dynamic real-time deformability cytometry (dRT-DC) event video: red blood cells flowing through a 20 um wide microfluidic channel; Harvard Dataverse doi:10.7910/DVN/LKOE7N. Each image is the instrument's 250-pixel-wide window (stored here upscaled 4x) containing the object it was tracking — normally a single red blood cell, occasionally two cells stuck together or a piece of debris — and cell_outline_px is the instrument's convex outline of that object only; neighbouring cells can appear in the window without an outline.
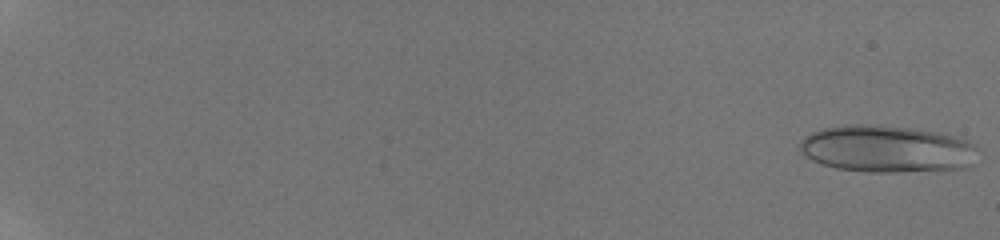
{"species": "human", "species_latin": "Homo sapiens", "temperature_condition": "room temperature", "stored_images_in_passage": 66, "camera_frame_rate_fps": 3000, "um_per_image_px": 0.085, "donor": {"sex": "male"}, "frame": {"image": 1, "passage_image": 1, "time_ms": 0.0, "image_size_px": [1000, 240], "cell_outline_px": [[976, 148], [972, 164], [964, 168], [896, 172], [868, 172], [836, 168], [820, 164], [804, 156], [800, 152], [800, 140], [804, 136], [820, 128], [848, 124], [876, 124], [908, 128], [936, 132], [964, 140], [972, 144]], "centroid_in_image_um": [75.28, 12.66], "position_along_channel_um": 9.7, "area_um2": 48.67}}
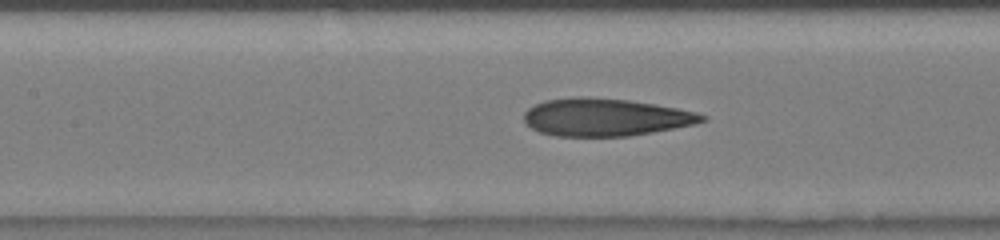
{"frame": {"image": 2, "passage_image": 43, "time_ms": 9.667, "image_size_px": [1000, 240], "cell_outline_px": [[708, 120], [696, 124], [652, 132], [628, 136], [556, 136], [540, 132], [532, 128], [524, 120], [524, 112], [528, 108], [544, 100], [576, 96], [588, 96], [628, 100], [676, 108], [696, 112], [708, 116]], "centroid_in_image_um": [51.46, 9.96], "position_along_channel_um": 155.9, "area_um2": 39.07}}
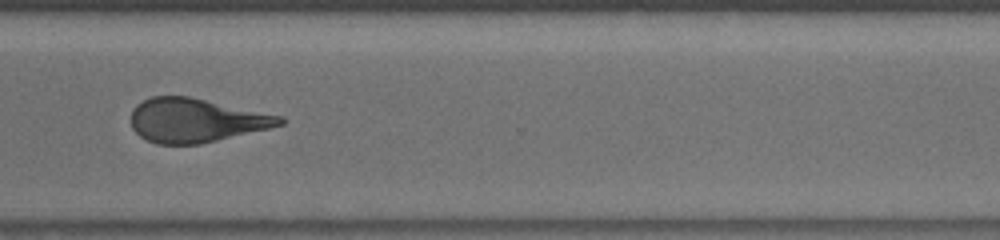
{"frame": {"image": 3, "passage_image": 65, "time_ms": 14.667, "image_size_px": [1000, 240], "cell_outline_px": [[284, 124], [268, 128], [200, 144], [156, 144], [140, 136], [132, 128], [132, 108], [136, 104], [152, 96], [188, 96], [284, 116]], "centroid_in_image_um": [16.64, 10.22], "position_along_channel_um": 354.0, "area_um2": 37.86}}